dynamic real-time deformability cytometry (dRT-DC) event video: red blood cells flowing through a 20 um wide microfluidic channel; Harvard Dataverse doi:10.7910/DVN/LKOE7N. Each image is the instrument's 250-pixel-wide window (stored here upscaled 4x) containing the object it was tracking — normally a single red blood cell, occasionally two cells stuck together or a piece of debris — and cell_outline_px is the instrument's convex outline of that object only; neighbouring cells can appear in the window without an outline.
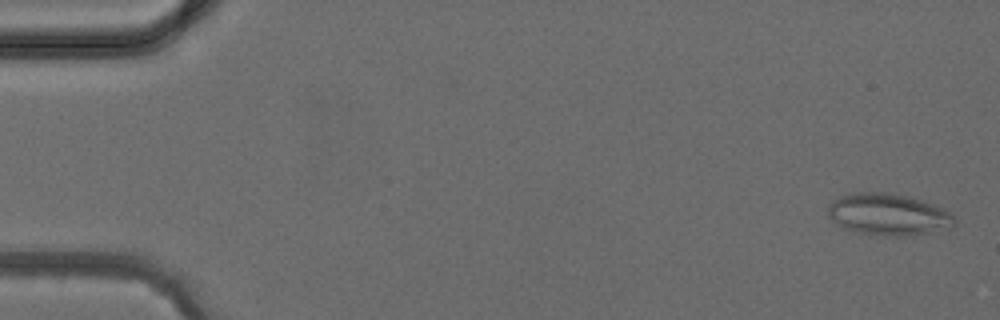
{"species": "common noctule bat (a hibernating species)", "species_latin": "Nyctalus noctula", "temperature_condition": "cold", "stored_images_in_passage": 3, "camera_frame_rate_fps": 3000, "um_per_image_px": 0.085, "animal": {"sex": "female", "body_mass_g": 24.6, "forearm_length_mm": 56.2}, "frame": {"image": 1, "passage_image": 1, "time_ms": 0.0, "image_size_px": [1000, 320], "cell_outline_px": [[956, 224], [948, 228], [928, 232], [904, 236], [868, 236], [844, 228], [832, 220], [828, 212], [828, 204], [832, 200], [840, 196], [852, 192], [892, 192], [908, 196], [944, 208], [956, 220]], "centroid_in_image_um": [75.46, 18.23], "position_along_channel_um": 9.5, "area_um2": 31.04}}